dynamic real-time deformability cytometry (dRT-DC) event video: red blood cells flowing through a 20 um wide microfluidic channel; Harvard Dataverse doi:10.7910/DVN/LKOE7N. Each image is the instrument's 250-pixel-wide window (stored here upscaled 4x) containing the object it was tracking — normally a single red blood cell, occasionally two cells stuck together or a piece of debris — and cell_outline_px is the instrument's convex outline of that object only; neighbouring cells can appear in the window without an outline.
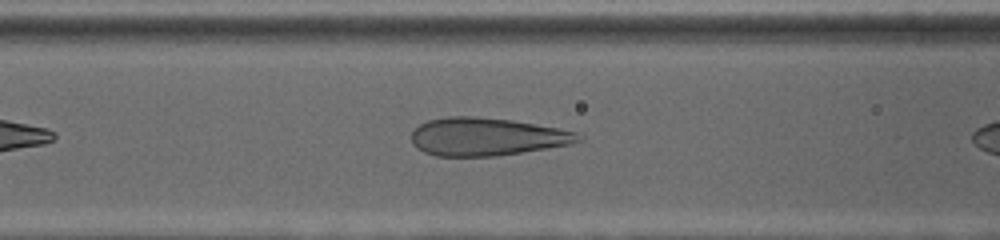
{"species": "human", "species_latin": "Homo sapiens", "temperature_condition": "cold", "stored_images_in_passage": 8, "camera_frame_rate_fps": 3000, "um_per_image_px": 0.085, "donor": {"sex": "female"}, "frame": {"image": 1, "passage_image": 6, "time_ms": 1.667, "image_size_px": [1000, 240], "cell_outline_px": [[584, 136], [580, 140], [572, 144], [496, 156], [436, 156], [424, 152], [416, 148], [412, 144], [412, 132], [420, 124], [428, 120], [448, 116], [476, 116], [512, 120], [556, 128], [576, 132]], "centroid_in_image_um": [41.34, 11.62], "position_along_channel_um": 125.3, "area_um2": 36.82}}